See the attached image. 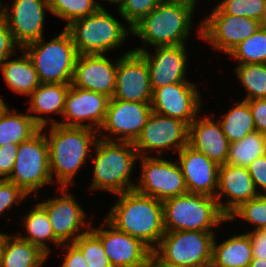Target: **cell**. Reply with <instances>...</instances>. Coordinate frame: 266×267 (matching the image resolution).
Wrapping results in <instances>:
<instances>
[{"mask_svg":"<svg viewBox=\"0 0 266 267\" xmlns=\"http://www.w3.org/2000/svg\"><path fill=\"white\" fill-rule=\"evenodd\" d=\"M235 70L241 84L248 91L244 101L266 98V64H242Z\"/></svg>","mask_w":266,"mask_h":267,"instance_id":"34","label":"cell"},{"mask_svg":"<svg viewBox=\"0 0 266 267\" xmlns=\"http://www.w3.org/2000/svg\"><path fill=\"white\" fill-rule=\"evenodd\" d=\"M219 123L230 144L256 131L249 104L244 100L229 109Z\"/></svg>","mask_w":266,"mask_h":267,"instance_id":"31","label":"cell"},{"mask_svg":"<svg viewBox=\"0 0 266 267\" xmlns=\"http://www.w3.org/2000/svg\"><path fill=\"white\" fill-rule=\"evenodd\" d=\"M262 26H265L266 27V3H265V6H264Z\"/></svg>","mask_w":266,"mask_h":267,"instance_id":"53","label":"cell"},{"mask_svg":"<svg viewBox=\"0 0 266 267\" xmlns=\"http://www.w3.org/2000/svg\"><path fill=\"white\" fill-rule=\"evenodd\" d=\"M151 113V103L110 99L105 121L100 129L117 135L115 137L118 142L135 143Z\"/></svg>","mask_w":266,"mask_h":267,"instance_id":"19","label":"cell"},{"mask_svg":"<svg viewBox=\"0 0 266 267\" xmlns=\"http://www.w3.org/2000/svg\"><path fill=\"white\" fill-rule=\"evenodd\" d=\"M46 258L48 254L37 245L17 235L7 234L2 248L0 267H42Z\"/></svg>","mask_w":266,"mask_h":267,"instance_id":"26","label":"cell"},{"mask_svg":"<svg viewBox=\"0 0 266 267\" xmlns=\"http://www.w3.org/2000/svg\"><path fill=\"white\" fill-rule=\"evenodd\" d=\"M266 0H222L217 6L225 13L262 22Z\"/></svg>","mask_w":266,"mask_h":267,"instance_id":"38","label":"cell"},{"mask_svg":"<svg viewBox=\"0 0 266 267\" xmlns=\"http://www.w3.org/2000/svg\"><path fill=\"white\" fill-rule=\"evenodd\" d=\"M100 137L102 139L94 145V175L90 189H103L113 194L134 190L136 184L130 181V176L137 158L140 159L134 143H116L109 136Z\"/></svg>","mask_w":266,"mask_h":267,"instance_id":"3","label":"cell"},{"mask_svg":"<svg viewBox=\"0 0 266 267\" xmlns=\"http://www.w3.org/2000/svg\"><path fill=\"white\" fill-rule=\"evenodd\" d=\"M118 60L113 64L104 54L78 55L71 84L103 94L112 99Z\"/></svg>","mask_w":266,"mask_h":267,"instance_id":"21","label":"cell"},{"mask_svg":"<svg viewBox=\"0 0 266 267\" xmlns=\"http://www.w3.org/2000/svg\"><path fill=\"white\" fill-rule=\"evenodd\" d=\"M144 267H163L155 259H151Z\"/></svg>","mask_w":266,"mask_h":267,"instance_id":"50","label":"cell"},{"mask_svg":"<svg viewBox=\"0 0 266 267\" xmlns=\"http://www.w3.org/2000/svg\"><path fill=\"white\" fill-rule=\"evenodd\" d=\"M28 195L13 182L7 179H0V215L6 210L12 208L14 204L20 203Z\"/></svg>","mask_w":266,"mask_h":267,"instance_id":"40","label":"cell"},{"mask_svg":"<svg viewBox=\"0 0 266 267\" xmlns=\"http://www.w3.org/2000/svg\"><path fill=\"white\" fill-rule=\"evenodd\" d=\"M247 168L258 194H263V192L257 190L258 186L266 194V154L256 158Z\"/></svg>","mask_w":266,"mask_h":267,"instance_id":"43","label":"cell"},{"mask_svg":"<svg viewBox=\"0 0 266 267\" xmlns=\"http://www.w3.org/2000/svg\"><path fill=\"white\" fill-rule=\"evenodd\" d=\"M248 234L250 235L253 258L266 260V229H259Z\"/></svg>","mask_w":266,"mask_h":267,"instance_id":"46","label":"cell"},{"mask_svg":"<svg viewBox=\"0 0 266 267\" xmlns=\"http://www.w3.org/2000/svg\"><path fill=\"white\" fill-rule=\"evenodd\" d=\"M104 228L90 230L100 239L112 267H144L152 259V250L141 240L124 233L107 220Z\"/></svg>","mask_w":266,"mask_h":267,"instance_id":"14","label":"cell"},{"mask_svg":"<svg viewBox=\"0 0 266 267\" xmlns=\"http://www.w3.org/2000/svg\"><path fill=\"white\" fill-rule=\"evenodd\" d=\"M21 54L18 59L6 58L0 68L5 83L13 92L29 96L40 85V81L26 52Z\"/></svg>","mask_w":266,"mask_h":267,"instance_id":"28","label":"cell"},{"mask_svg":"<svg viewBox=\"0 0 266 267\" xmlns=\"http://www.w3.org/2000/svg\"><path fill=\"white\" fill-rule=\"evenodd\" d=\"M50 134H45L49 149L51 178L53 171L61 185L68 187L75 183L73 177L88 158L89 147L99 139V130L87 127L63 126L52 124ZM49 136V137H48Z\"/></svg>","mask_w":266,"mask_h":267,"instance_id":"2","label":"cell"},{"mask_svg":"<svg viewBox=\"0 0 266 267\" xmlns=\"http://www.w3.org/2000/svg\"><path fill=\"white\" fill-rule=\"evenodd\" d=\"M73 243L81 250L88 267H112L100 239L91 230Z\"/></svg>","mask_w":266,"mask_h":267,"instance_id":"36","label":"cell"},{"mask_svg":"<svg viewBox=\"0 0 266 267\" xmlns=\"http://www.w3.org/2000/svg\"><path fill=\"white\" fill-rule=\"evenodd\" d=\"M236 217L255 224L253 231L266 229V194H259L256 198L241 204L228 216L227 221Z\"/></svg>","mask_w":266,"mask_h":267,"instance_id":"37","label":"cell"},{"mask_svg":"<svg viewBox=\"0 0 266 267\" xmlns=\"http://www.w3.org/2000/svg\"><path fill=\"white\" fill-rule=\"evenodd\" d=\"M254 119L255 129L266 135V98L247 101Z\"/></svg>","mask_w":266,"mask_h":267,"instance_id":"44","label":"cell"},{"mask_svg":"<svg viewBox=\"0 0 266 267\" xmlns=\"http://www.w3.org/2000/svg\"><path fill=\"white\" fill-rule=\"evenodd\" d=\"M45 10L50 12L48 0H14L11 8L3 7L2 16L19 48L43 37Z\"/></svg>","mask_w":266,"mask_h":267,"instance_id":"15","label":"cell"},{"mask_svg":"<svg viewBox=\"0 0 266 267\" xmlns=\"http://www.w3.org/2000/svg\"><path fill=\"white\" fill-rule=\"evenodd\" d=\"M178 154L188 193L216 197L219 165L189 145L184 146Z\"/></svg>","mask_w":266,"mask_h":267,"instance_id":"22","label":"cell"},{"mask_svg":"<svg viewBox=\"0 0 266 267\" xmlns=\"http://www.w3.org/2000/svg\"><path fill=\"white\" fill-rule=\"evenodd\" d=\"M253 259L248 233L236 235L217 245L212 244V262L217 267H248Z\"/></svg>","mask_w":266,"mask_h":267,"instance_id":"27","label":"cell"},{"mask_svg":"<svg viewBox=\"0 0 266 267\" xmlns=\"http://www.w3.org/2000/svg\"><path fill=\"white\" fill-rule=\"evenodd\" d=\"M188 135L189 126L185 122L152 111L134 146L140 157L145 156L143 152L154 149L159 154L168 148L179 152L188 145Z\"/></svg>","mask_w":266,"mask_h":267,"instance_id":"13","label":"cell"},{"mask_svg":"<svg viewBox=\"0 0 266 267\" xmlns=\"http://www.w3.org/2000/svg\"><path fill=\"white\" fill-rule=\"evenodd\" d=\"M204 19L197 32L199 37L226 55L262 26V22L258 20L225 14L217 5L209 17Z\"/></svg>","mask_w":266,"mask_h":267,"instance_id":"10","label":"cell"},{"mask_svg":"<svg viewBox=\"0 0 266 267\" xmlns=\"http://www.w3.org/2000/svg\"><path fill=\"white\" fill-rule=\"evenodd\" d=\"M63 249L68 250L61 267H88L81 250L74 243L64 244Z\"/></svg>","mask_w":266,"mask_h":267,"instance_id":"45","label":"cell"},{"mask_svg":"<svg viewBox=\"0 0 266 267\" xmlns=\"http://www.w3.org/2000/svg\"><path fill=\"white\" fill-rule=\"evenodd\" d=\"M162 203L165 231L213 232L212 227L227 221L215 197L187 193Z\"/></svg>","mask_w":266,"mask_h":267,"instance_id":"6","label":"cell"},{"mask_svg":"<svg viewBox=\"0 0 266 267\" xmlns=\"http://www.w3.org/2000/svg\"><path fill=\"white\" fill-rule=\"evenodd\" d=\"M228 55L242 64H266V27L239 43Z\"/></svg>","mask_w":266,"mask_h":267,"instance_id":"33","label":"cell"},{"mask_svg":"<svg viewBox=\"0 0 266 267\" xmlns=\"http://www.w3.org/2000/svg\"><path fill=\"white\" fill-rule=\"evenodd\" d=\"M214 232L165 231L152 258L163 267H198L212 260Z\"/></svg>","mask_w":266,"mask_h":267,"instance_id":"8","label":"cell"},{"mask_svg":"<svg viewBox=\"0 0 266 267\" xmlns=\"http://www.w3.org/2000/svg\"><path fill=\"white\" fill-rule=\"evenodd\" d=\"M48 5L53 15L67 21L66 26L103 8L95 0H48Z\"/></svg>","mask_w":266,"mask_h":267,"instance_id":"35","label":"cell"},{"mask_svg":"<svg viewBox=\"0 0 266 267\" xmlns=\"http://www.w3.org/2000/svg\"><path fill=\"white\" fill-rule=\"evenodd\" d=\"M8 107L3 101V99L0 97V118L8 111Z\"/></svg>","mask_w":266,"mask_h":267,"instance_id":"49","label":"cell"},{"mask_svg":"<svg viewBox=\"0 0 266 267\" xmlns=\"http://www.w3.org/2000/svg\"><path fill=\"white\" fill-rule=\"evenodd\" d=\"M65 29L69 32L78 55L106 54L122 45L132 29L124 27L104 8L72 21ZM129 31V32H128Z\"/></svg>","mask_w":266,"mask_h":267,"instance_id":"7","label":"cell"},{"mask_svg":"<svg viewBox=\"0 0 266 267\" xmlns=\"http://www.w3.org/2000/svg\"><path fill=\"white\" fill-rule=\"evenodd\" d=\"M71 84L40 83V85L29 95L30 108L28 112L63 114L65 98Z\"/></svg>","mask_w":266,"mask_h":267,"instance_id":"29","label":"cell"},{"mask_svg":"<svg viewBox=\"0 0 266 267\" xmlns=\"http://www.w3.org/2000/svg\"><path fill=\"white\" fill-rule=\"evenodd\" d=\"M201 97L193 83L182 82L155 89L152 93V111L179 119L188 126L197 117Z\"/></svg>","mask_w":266,"mask_h":267,"instance_id":"17","label":"cell"},{"mask_svg":"<svg viewBox=\"0 0 266 267\" xmlns=\"http://www.w3.org/2000/svg\"><path fill=\"white\" fill-rule=\"evenodd\" d=\"M117 195V203L110 209L106 220L153 251L165 234L162 201L135 190Z\"/></svg>","mask_w":266,"mask_h":267,"instance_id":"1","label":"cell"},{"mask_svg":"<svg viewBox=\"0 0 266 267\" xmlns=\"http://www.w3.org/2000/svg\"><path fill=\"white\" fill-rule=\"evenodd\" d=\"M198 267H217L212 261L199 265Z\"/></svg>","mask_w":266,"mask_h":267,"instance_id":"52","label":"cell"},{"mask_svg":"<svg viewBox=\"0 0 266 267\" xmlns=\"http://www.w3.org/2000/svg\"><path fill=\"white\" fill-rule=\"evenodd\" d=\"M164 2L184 4L190 6L193 9H195L196 5V0H164Z\"/></svg>","mask_w":266,"mask_h":267,"instance_id":"47","label":"cell"},{"mask_svg":"<svg viewBox=\"0 0 266 267\" xmlns=\"http://www.w3.org/2000/svg\"><path fill=\"white\" fill-rule=\"evenodd\" d=\"M266 154V135L254 131L240 141L230 144L226 163L248 167L256 158Z\"/></svg>","mask_w":266,"mask_h":267,"instance_id":"32","label":"cell"},{"mask_svg":"<svg viewBox=\"0 0 266 267\" xmlns=\"http://www.w3.org/2000/svg\"><path fill=\"white\" fill-rule=\"evenodd\" d=\"M185 48L184 44L155 47L156 55L154 54V56H151L144 47L133 50L139 52L146 59L152 91L166 85L188 82L185 79L187 69Z\"/></svg>","mask_w":266,"mask_h":267,"instance_id":"20","label":"cell"},{"mask_svg":"<svg viewBox=\"0 0 266 267\" xmlns=\"http://www.w3.org/2000/svg\"><path fill=\"white\" fill-rule=\"evenodd\" d=\"M193 13L188 5L163 1L132 28V34L141 38L145 46L184 44L191 32Z\"/></svg>","mask_w":266,"mask_h":267,"instance_id":"4","label":"cell"},{"mask_svg":"<svg viewBox=\"0 0 266 267\" xmlns=\"http://www.w3.org/2000/svg\"><path fill=\"white\" fill-rule=\"evenodd\" d=\"M142 175L134 190L160 201L187 194V188L178 162L145 154L141 157ZM178 163V164H177Z\"/></svg>","mask_w":266,"mask_h":267,"instance_id":"11","label":"cell"},{"mask_svg":"<svg viewBox=\"0 0 266 267\" xmlns=\"http://www.w3.org/2000/svg\"><path fill=\"white\" fill-rule=\"evenodd\" d=\"M248 267H266V260L253 258Z\"/></svg>","mask_w":266,"mask_h":267,"instance_id":"48","label":"cell"},{"mask_svg":"<svg viewBox=\"0 0 266 267\" xmlns=\"http://www.w3.org/2000/svg\"><path fill=\"white\" fill-rule=\"evenodd\" d=\"M16 49H20L19 46L14 42L11 31L4 17H0V65L9 58Z\"/></svg>","mask_w":266,"mask_h":267,"instance_id":"42","label":"cell"},{"mask_svg":"<svg viewBox=\"0 0 266 267\" xmlns=\"http://www.w3.org/2000/svg\"><path fill=\"white\" fill-rule=\"evenodd\" d=\"M19 50L28 55L40 83L71 84L78 53L66 29L51 41L42 37Z\"/></svg>","mask_w":266,"mask_h":267,"instance_id":"5","label":"cell"},{"mask_svg":"<svg viewBox=\"0 0 266 267\" xmlns=\"http://www.w3.org/2000/svg\"><path fill=\"white\" fill-rule=\"evenodd\" d=\"M58 189H61L63 196L49 197L48 201L44 200L39 204L48 214L55 238L63 245L73 243L79 236L89 231L91 226L86 223V213L82 207L77 204L73 195L68 194V187H58ZM82 227H87V230L80 233Z\"/></svg>","mask_w":266,"mask_h":267,"instance_id":"16","label":"cell"},{"mask_svg":"<svg viewBox=\"0 0 266 267\" xmlns=\"http://www.w3.org/2000/svg\"><path fill=\"white\" fill-rule=\"evenodd\" d=\"M43 130L41 128L30 139L18 145L14 167L7 179L28 196L33 191L36 195L39 188L54 183L50 173L48 143Z\"/></svg>","mask_w":266,"mask_h":267,"instance_id":"9","label":"cell"},{"mask_svg":"<svg viewBox=\"0 0 266 267\" xmlns=\"http://www.w3.org/2000/svg\"><path fill=\"white\" fill-rule=\"evenodd\" d=\"M152 88L146 59L133 50L118 58L117 77L112 99L151 103Z\"/></svg>","mask_w":266,"mask_h":267,"instance_id":"12","label":"cell"},{"mask_svg":"<svg viewBox=\"0 0 266 267\" xmlns=\"http://www.w3.org/2000/svg\"><path fill=\"white\" fill-rule=\"evenodd\" d=\"M6 237H7L6 234L0 233V259H1L3 244H4Z\"/></svg>","mask_w":266,"mask_h":267,"instance_id":"51","label":"cell"},{"mask_svg":"<svg viewBox=\"0 0 266 267\" xmlns=\"http://www.w3.org/2000/svg\"><path fill=\"white\" fill-rule=\"evenodd\" d=\"M18 145L17 144H4L0 146V179H8L12 173Z\"/></svg>","mask_w":266,"mask_h":267,"instance_id":"41","label":"cell"},{"mask_svg":"<svg viewBox=\"0 0 266 267\" xmlns=\"http://www.w3.org/2000/svg\"><path fill=\"white\" fill-rule=\"evenodd\" d=\"M109 2H112V3H116V4H119V6L121 5L122 1L123 0H108Z\"/></svg>","mask_w":266,"mask_h":267,"instance_id":"54","label":"cell"},{"mask_svg":"<svg viewBox=\"0 0 266 267\" xmlns=\"http://www.w3.org/2000/svg\"><path fill=\"white\" fill-rule=\"evenodd\" d=\"M51 120L28 113H14L8 109L0 118V146L8 143L19 145L34 136L41 128H46L48 124H57L56 120Z\"/></svg>","mask_w":266,"mask_h":267,"instance_id":"25","label":"cell"},{"mask_svg":"<svg viewBox=\"0 0 266 267\" xmlns=\"http://www.w3.org/2000/svg\"><path fill=\"white\" fill-rule=\"evenodd\" d=\"M109 101L110 98L103 94L78 88L71 84L65 98L62 114L65 121L57 123L63 126L87 127L97 130L102 127L105 121ZM86 120H89V123L83 124ZM95 127L97 128L95 129Z\"/></svg>","mask_w":266,"mask_h":267,"instance_id":"18","label":"cell"},{"mask_svg":"<svg viewBox=\"0 0 266 267\" xmlns=\"http://www.w3.org/2000/svg\"><path fill=\"white\" fill-rule=\"evenodd\" d=\"M164 0H123L118 7L119 14L125 19L131 29L146 17Z\"/></svg>","mask_w":266,"mask_h":267,"instance_id":"39","label":"cell"},{"mask_svg":"<svg viewBox=\"0 0 266 267\" xmlns=\"http://www.w3.org/2000/svg\"><path fill=\"white\" fill-rule=\"evenodd\" d=\"M217 190L215 199L219 209L227 218L241 204L259 195L248 168L228 163L219 166ZM222 195L230 197L226 204L220 201Z\"/></svg>","mask_w":266,"mask_h":267,"instance_id":"23","label":"cell"},{"mask_svg":"<svg viewBox=\"0 0 266 267\" xmlns=\"http://www.w3.org/2000/svg\"><path fill=\"white\" fill-rule=\"evenodd\" d=\"M2 12H3V3L0 0V17H2V14H3Z\"/></svg>","mask_w":266,"mask_h":267,"instance_id":"55","label":"cell"},{"mask_svg":"<svg viewBox=\"0 0 266 267\" xmlns=\"http://www.w3.org/2000/svg\"><path fill=\"white\" fill-rule=\"evenodd\" d=\"M23 222H25L24 225L28 237L18 236L25 241L37 245L48 255L50 254V248L46 245V241L49 240L56 243L55 245L57 246L62 245L55 238L48 214L39 203L35 205V209H30Z\"/></svg>","mask_w":266,"mask_h":267,"instance_id":"30","label":"cell"},{"mask_svg":"<svg viewBox=\"0 0 266 267\" xmlns=\"http://www.w3.org/2000/svg\"><path fill=\"white\" fill-rule=\"evenodd\" d=\"M197 118L189 125L188 145L219 166L226 164L230 143L220 123L208 116Z\"/></svg>","mask_w":266,"mask_h":267,"instance_id":"24","label":"cell"}]
</instances>
